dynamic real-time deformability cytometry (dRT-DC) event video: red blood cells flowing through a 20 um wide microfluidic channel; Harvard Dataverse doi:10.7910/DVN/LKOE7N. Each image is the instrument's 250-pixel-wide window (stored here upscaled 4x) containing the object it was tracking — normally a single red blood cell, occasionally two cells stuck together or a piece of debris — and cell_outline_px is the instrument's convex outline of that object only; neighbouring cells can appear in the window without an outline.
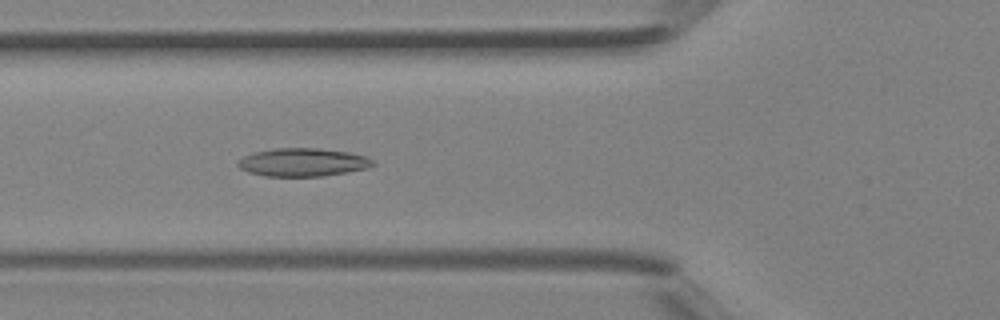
{"species": "Egyptian fruit bat (a non-hibernating species)", "species_latin": "Rousettus aegyptiacus", "temperature_condition": "room temperature", "stored_images_in_passage": 43, "camera_frame_rate_fps": 3000, "um_per_image_px": 0.085, "animal": {"sex": "female"}, "frame": {"image": 1, "passage_image": 16, "time_ms": 5.0, "image_size_px": [1000, 320], "cell_outline_px": [[376, 164], [368, 168], [348, 172], [324, 176], [264, 176], [248, 172], [240, 168], [236, 164], [236, 160], [252, 152], [276, 148], [316, 148], [348, 152], [368, 156]], "centroid_in_image_um": [25.73, 13.79], "position_along_channel_um": 100.1, "area_um2": 22.37}}
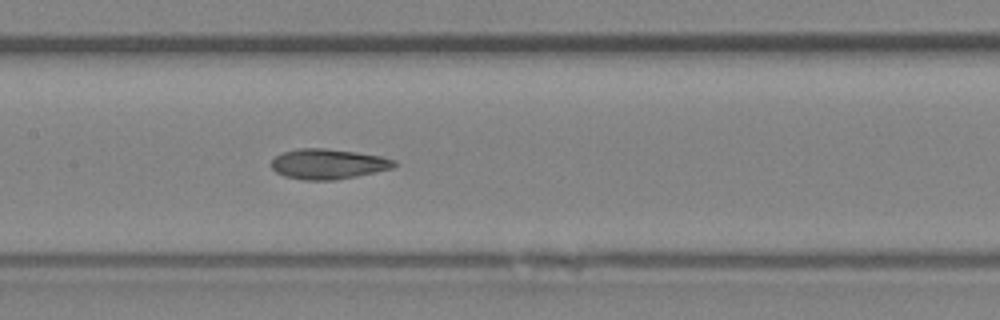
{"frame": {"image": 2, "passage_image": 21, "time_ms": 6.667, "image_size_px": [1000, 320], "cell_outline_px": [[396, 164], [392, 168], [356, 176], [336, 180], [304, 180], [284, 176], [276, 172], [272, 168], [272, 160], [280, 152], [296, 148], [324, 148], [356, 152], [384, 156], [396, 160]], "centroid_in_image_um": [27.88, 13.93], "position_along_channel_um": 179.5, "area_um2": 21.73}}
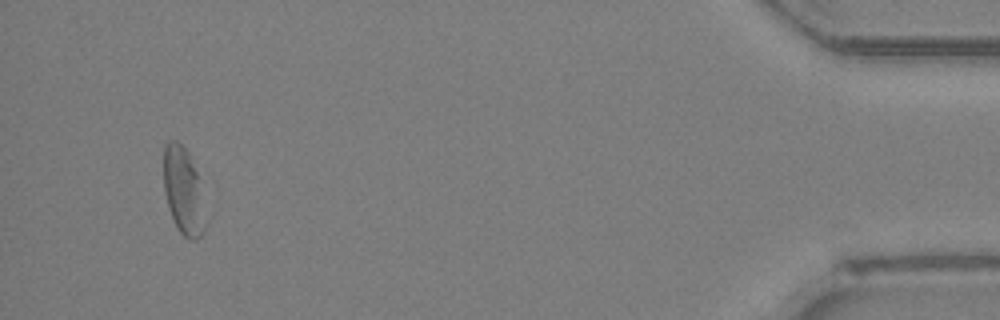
{"frame": {"image": 3, "passage_image": 41, "time_ms": 13.333, "image_size_px": [1000, 320], "cell_outline_px": [[208, 220], [204, 232], [196, 240], [188, 240], [176, 228], [168, 208], [164, 192], [164, 144], [168, 140], [176, 140], [188, 152], [200, 176]], "centroid_in_image_um": [15.64, 16.28], "position_along_channel_um": 419.6, "area_um2": 22.2}}